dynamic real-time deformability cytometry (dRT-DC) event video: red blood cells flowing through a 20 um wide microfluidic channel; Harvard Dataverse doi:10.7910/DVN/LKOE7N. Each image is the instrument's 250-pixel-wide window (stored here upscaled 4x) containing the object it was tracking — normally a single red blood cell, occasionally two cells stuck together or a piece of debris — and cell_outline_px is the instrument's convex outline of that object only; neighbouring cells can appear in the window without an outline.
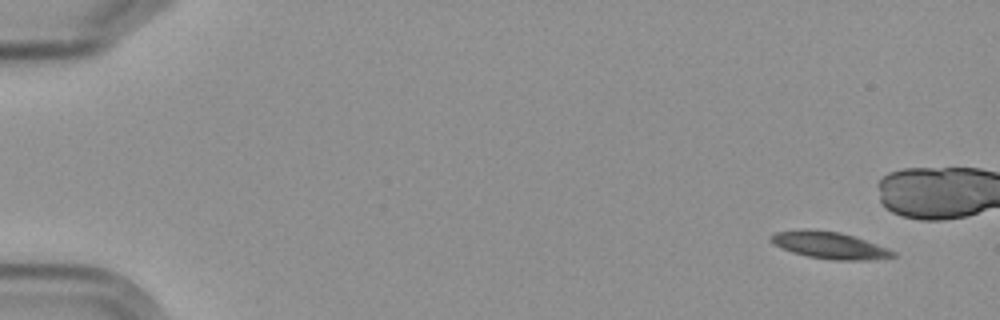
{"species": "Egyptian fruit bat (a non-hibernating species)", "species_latin": "Rousettus aegyptiacus", "temperature_condition": "cold", "stored_images_in_passage": 6, "camera_frame_rate_fps": 3000, "um_per_image_px": 0.085, "frame": {"image": 1, "passage_image": 1, "time_ms": 0.0, "image_size_px": [1000, 320], "cell_outline_px": [[896, 256], [864, 260], [836, 260], [808, 256], [792, 252], [780, 248], [772, 244], [768, 236], [776, 232], [840, 232], [888, 248], [896, 252]], "centroid_in_image_um": [70.53, 20.89], "position_along_channel_um": 14.5, "area_um2": 18.15}}